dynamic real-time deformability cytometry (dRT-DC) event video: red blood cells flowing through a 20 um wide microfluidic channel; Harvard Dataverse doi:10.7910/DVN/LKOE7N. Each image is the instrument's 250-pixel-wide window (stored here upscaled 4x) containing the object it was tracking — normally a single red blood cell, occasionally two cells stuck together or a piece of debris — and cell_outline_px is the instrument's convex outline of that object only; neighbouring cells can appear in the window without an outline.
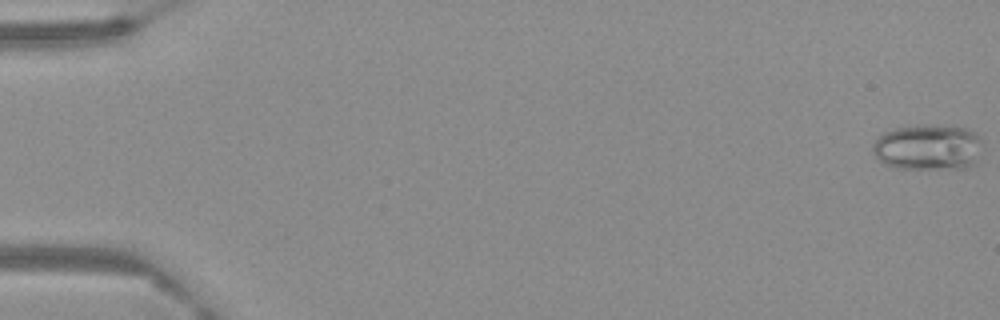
{"species": "Egyptian fruit bat (a non-hibernating species)", "species_latin": "Rousettus aegyptiacus", "temperature_condition": "warm", "stored_images_in_passage": 58, "camera_frame_rate_fps": 3000, "um_per_image_px": 0.085, "frame": {"image": 1, "passage_image": 1, "time_ms": 0.0, "image_size_px": [1000, 320], "cell_outline_px": [[980, 140], [976, 164], [968, 168], [896, 168], [884, 164], [872, 152], [872, 144], [884, 132], [896, 128], [924, 124], [956, 124], [968, 128], [976, 132], [980, 136]], "centroid_in_image_um": [78.91, 12.48], "position_along_channel_um": 6.1, "area_um2": 29.77}}
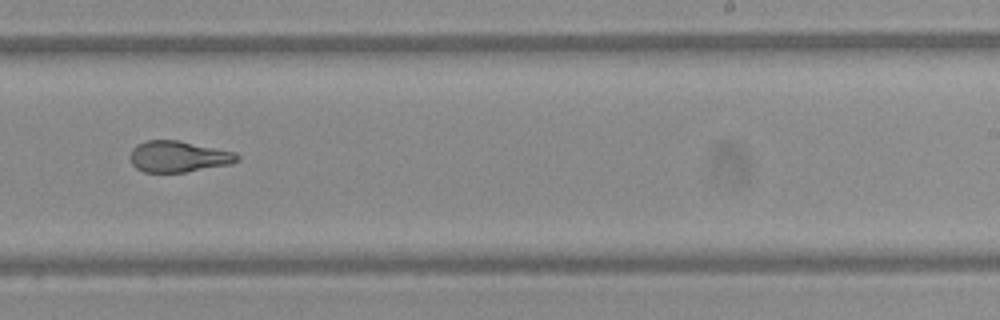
{"frame": {"image": 2, "passage_image": 41, "time_ms": 13.333, "image_size_px": [1000, 320], "cell_outline_px": [[240, 160], [232, 164], [184, 172], [144, 172], [136, 168], [132, 164], [128, 156], [132, 148], [136, 144], [148, 140], [176, 140], [236, 152], [240, 156]], "centroid_in_image_um": [15.15, 13.31], "position_along_channel_um": 273.8, "area_um2": 19.59}}
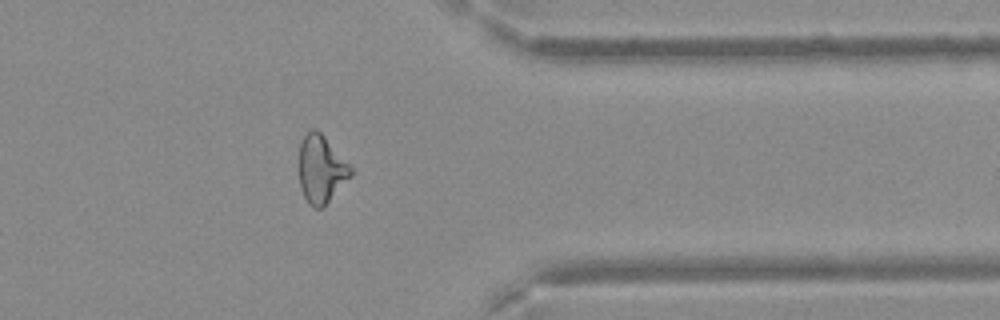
{"frame": {"image": 3, "passage_image": 52, "time_ms": 17.0, "image_size_px": [1000, 320], "cell_outline_px": [[356, 172], [324, 208], [316, 208], [308, 204], [300, 188], [300, 144], [304, 136], [312, 128], [316, 128], [324, 136]], "centroid_in_image_um": [27.34, 14.42], "position_along_channel_um": 384.1, "area_um2": 20.58}}